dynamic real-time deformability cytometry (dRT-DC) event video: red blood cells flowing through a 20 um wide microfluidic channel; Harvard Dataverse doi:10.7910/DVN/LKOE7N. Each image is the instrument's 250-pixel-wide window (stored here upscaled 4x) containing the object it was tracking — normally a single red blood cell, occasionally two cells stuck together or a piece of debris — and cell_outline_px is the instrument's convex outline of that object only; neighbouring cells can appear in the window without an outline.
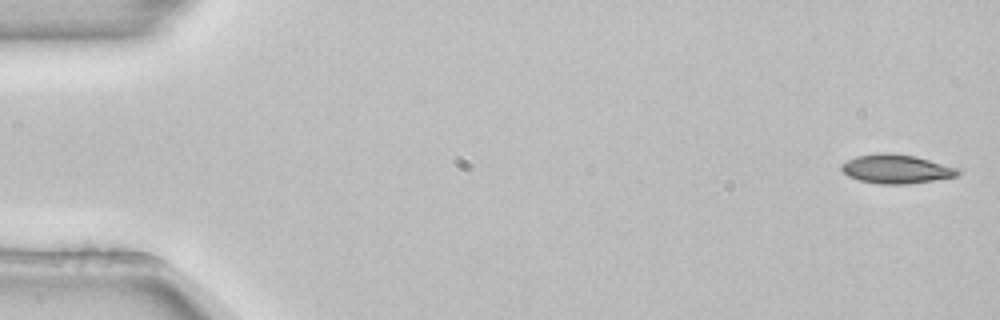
{"species": "common noctule bat (a hibernating species)", "species_latin": "Nyctalus noctula", "temperature_condition": "room temperature", "stored_images_in_passage": 53, "camera_frame_rate_fps": 3000, "um_per_image_px": 0.085, "animal": {"sex": "female", "body_mass_g": 22.7, "forearm_length_mm": 54.2}, "frame": {"image": 1, "passage_image": 1, "time_ms": 0.0, "image_size_px": [1000, 320], "cell_outline_px": [[960, 172], [956, 176], [908, 184], [880, 184], [860, 180], [848, 176], [840, 168], [840, 164], [856, 156], [880, 152], [888, 152], [916, 156], [956, 168]], "centroid_in_image_um": [76.13, 14.35], "position_along_channel_um": 8.9, "area_um2": 19.48}}
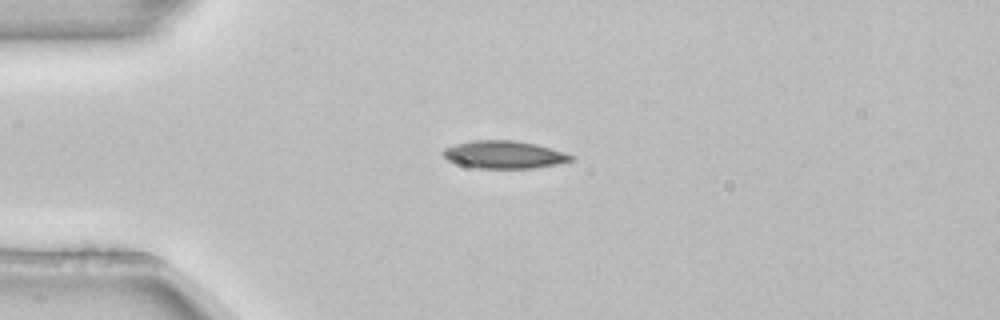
{"frame": {"image": 2, "passage_image": 13, "time_ms": 4.0, "image_size_px": [1000, 320], "cell_outline_px": [[576, 156], [572, 160], [556, 164], [532, 168], [480, 168], [460, 164], [448, 160], [440, 152], [444, 148], [456, 144], [472, 140], [516, 140], [536, 144]], "centroid_in_image_um": [42.83, 13.13], "position_along_channel_um": 42.2, "area_um2": 20.46}}
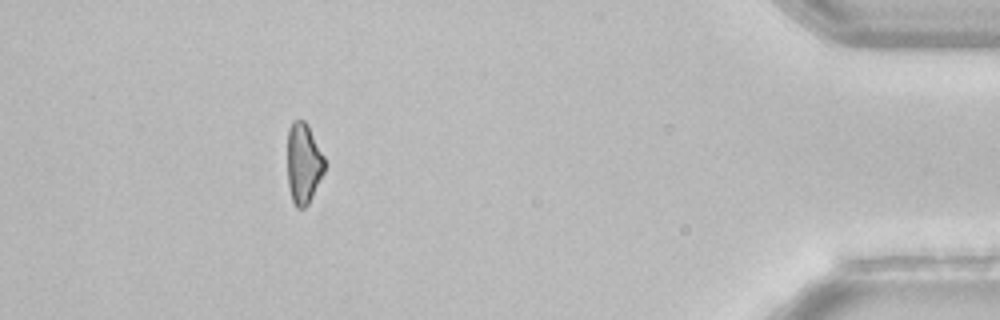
{"frame": {"image": 3, "passage_image": 48, "time_ms": 15.667, "image_size_px": [1000, 320], "cell_outline_px": [[324, 172], [308, 204], [304, 208], [296, 208], [292, 200], [288, 184], [288, 128], [292, 120], [304, 120], [324, 156]], "centroid_in_image_um": [25.78, 13.89], "position_along_channel_um": 409.4, "area_um2": 17.22}, "authors_computed_cell_mechanics": {"area_um2": 19.4786, "velocity_mm_per_s": 3.8618, "shape_relaxation_time_tau1_ms": 6.0316, "shape_relaxation_time_tau2_ms": null, "deformation_change_tau1": 0.1318, "deformation_change_tau2": null}}